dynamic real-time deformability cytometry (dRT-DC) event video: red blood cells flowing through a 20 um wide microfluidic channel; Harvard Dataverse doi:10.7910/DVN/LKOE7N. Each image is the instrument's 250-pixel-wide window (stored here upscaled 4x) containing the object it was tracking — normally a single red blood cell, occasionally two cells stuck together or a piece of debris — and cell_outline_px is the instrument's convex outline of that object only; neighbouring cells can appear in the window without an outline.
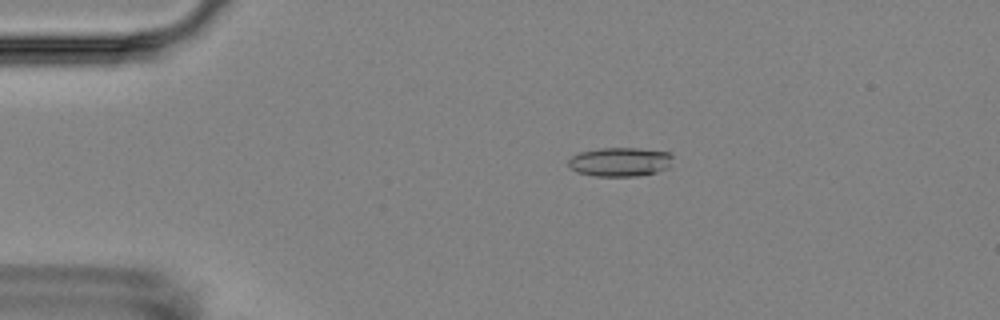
{"species": "Egyptian fruit bat (a non-hibernating species)", "species_latin": "Rousettus aegyptiacus", "temperature_condition": "room temperature", "stored_images_in_passage": 5, "camera_frame_rate_fps": 3000, "um_per_image_px": 0.085, "animal": {"sex": "female"}, "frame": {"image": 1, "passage_image": 4, "time_ms": 3.333, "image_size_px": [1000, 320], "cell_outline_px": [[672, 156], [668, 168], [656, 172], [636, 176], [592, 176], [576, 172], [568, 164], [568, 160], [572, 156], [580, 152], [600, 148], [636, 148], [668, 152]], "centroid_in_image_um": [52.67, 13.76], "position_along_channel_um": 32.3, "area_um2": 17.57}}